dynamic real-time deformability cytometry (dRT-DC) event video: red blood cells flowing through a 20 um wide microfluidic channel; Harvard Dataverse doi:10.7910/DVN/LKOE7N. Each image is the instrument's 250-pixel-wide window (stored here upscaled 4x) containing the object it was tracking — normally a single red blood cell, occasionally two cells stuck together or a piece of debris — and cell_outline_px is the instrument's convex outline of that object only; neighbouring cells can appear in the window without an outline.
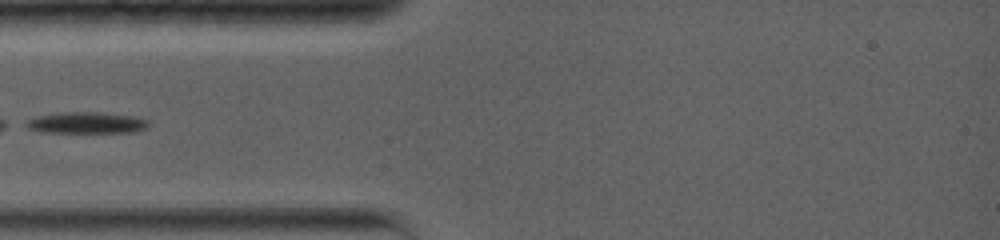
{"species": "common noctule bat (a hibernating species)", "species_latin": "Nyctalus noctula", "temperature_condition": "warm", "stored_images_in_passage": 2, "camera_frame_rate_fps": 5000, "um_per_image_px": 0.085, "animal": {"sex": "female", "body_mass_g": 19.0, "forearm_length_mm": 56.7}, "frame": {"image": 1, "passage_image": 1, "time_ms": 0.0, "image_size_px": [1000, 240], "cell_outline_px": [[148, 124], [144, 128], [136, 132], [44, 132], [28, 128], [20, 124], [36, 116], [60, 112], [100, 112], [132, 116], [148, 120]], "centroid_in_image_um": [7.28, 10.43], "position_along_channel_um": 77.7, "area_um2": 15.2}}